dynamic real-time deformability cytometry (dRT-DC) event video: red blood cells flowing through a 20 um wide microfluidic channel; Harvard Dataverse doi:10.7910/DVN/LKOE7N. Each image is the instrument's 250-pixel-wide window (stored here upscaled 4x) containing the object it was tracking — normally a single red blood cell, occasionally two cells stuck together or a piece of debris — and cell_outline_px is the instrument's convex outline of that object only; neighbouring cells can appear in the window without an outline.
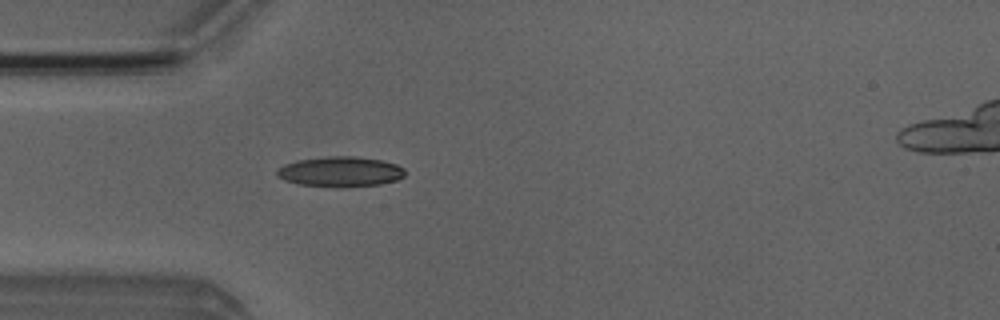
{"species": "Egyptian fruit bat (a non-hibernating species)", "species_latin": "Rousettus aegyptiacus", "temperature_condition": "room temperature", "stored_images_in_passage": 3, "camera_frame_rate_fps": 3000, "um_per_image_px": 0.085, "animal": {"sex": "male"}, "frame": {"image": 1, "passage_image": 3, "time_ms": 2.667, "image_size_px": [1000, 320], "cell_outline_px": [[404, 176], [396, 180], [380, 184], [348, 188], [332, 188], [296, 184], [284, 180], [276, 176], [276, 172], [284, 164], [300, 160], [328, 156], [356, 156], [380, 160], [396, 164], [404, 168]], "centroid_in_image_um": [28.91, 14.62], "position_along_channel_um": 56.1, "area_um2": 22.83}}